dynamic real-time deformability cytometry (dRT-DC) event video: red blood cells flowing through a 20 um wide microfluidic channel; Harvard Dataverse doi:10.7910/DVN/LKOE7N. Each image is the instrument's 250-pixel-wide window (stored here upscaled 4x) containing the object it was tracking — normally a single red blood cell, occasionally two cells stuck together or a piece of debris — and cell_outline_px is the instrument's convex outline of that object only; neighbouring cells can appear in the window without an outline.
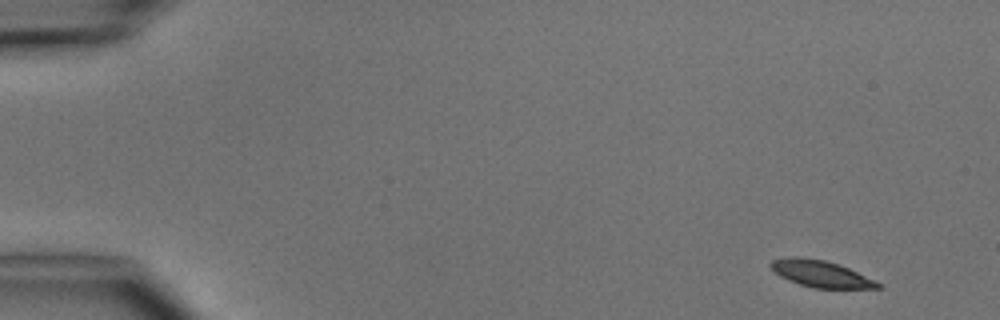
{"species": "common noctule bat (a hibernating species)", "species_latin": "Nyctalus noctula", "temperature_condition": "cold", "stored_images_in_passage": 4, "camera_frame_rate_fps": 3000, "um_per_image_px": 0.085, "animal": {"sex": "male", "body_mass_g": 15.6}, "frame": {"image": 1, "passage_image": 1, "time_ms": 0.0, "image_size_px": [1000, 320], "cell_outline_px": [[884, 288], [812, 288], [788, 280], [772, 272], [768, 264], [772, 260], [788, 256], [800, 256], [824, 260], [848, 268], [884, 284]], "centroid_in_image_um": [69.73, 23.27], "position_along_channel_um": 15.3, "area_um2": 16.82}}